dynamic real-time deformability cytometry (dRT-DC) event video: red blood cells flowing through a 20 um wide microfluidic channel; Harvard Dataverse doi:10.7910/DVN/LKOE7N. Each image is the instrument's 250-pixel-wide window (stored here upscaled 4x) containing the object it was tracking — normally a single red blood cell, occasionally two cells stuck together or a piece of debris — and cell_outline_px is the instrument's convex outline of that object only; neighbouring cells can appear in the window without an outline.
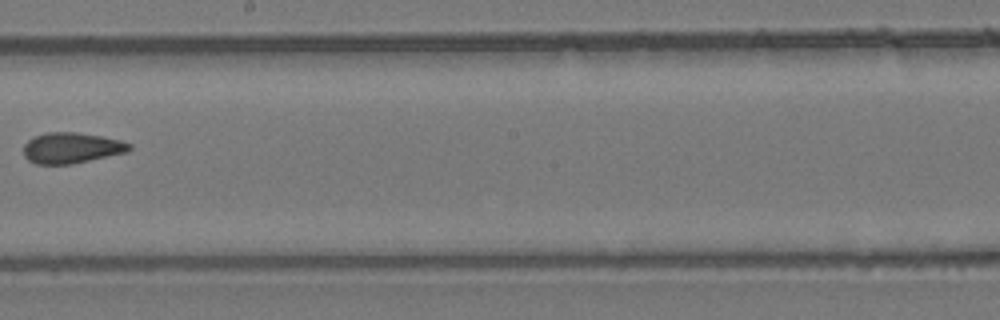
{"species": "common noctule bat (a hibernating species)", "species_latin": "Nyctalus noctula", "temperature_condition": "room temperature", "stored_images_in_passage": 10, "camera_frame_rate_fps": 3000, "um_per_image_px": 0.085, "animal": {"sex": "female", "body_mass_g": 24.6, "forearm_length_mm": 56.2}, "frame": {"image": 1, "passage_image": 8, "time_ms": 2.333, "image_size_px": [1000, 320], "cell_outline_px": [[132, 148], [128, 152], [72, 164], [36, 164], [28, 160], [24, 156], [24, 144], [28, 140], [36, 136], [48, 132], [76, 132], [100, 136], [120, 140], [132, 144]], "centroid_in_image_um": [6.09, 12.58], "position_along_channel_um": 242.1, "area_um2": 18.96}}
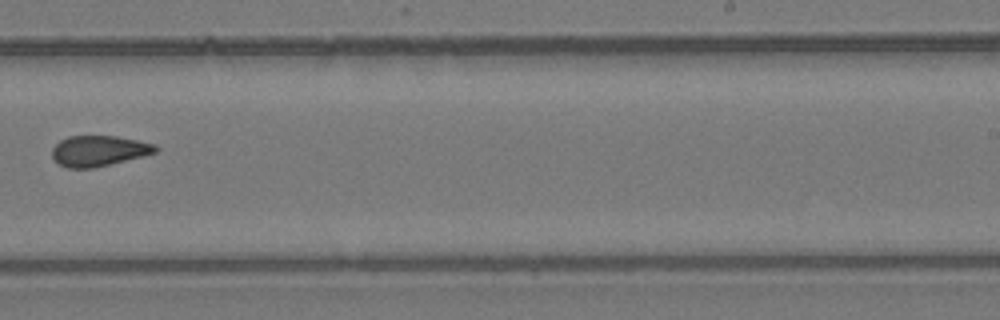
{"frame": {"image": 2, "passage_image": 9, "time_ms": 2.667, "image_size_px": [1000, 320], "cell_outline_px": [[160, 148], [156, 152], [92, 168], [68, 168], [60, 164], [52, 156], [52, 148], [60, 140], [68, 136], [116, 136], [156, 144]], "centroid_in_image_um": [8.38, 12.81], "position_along_channel_um": 280.6, "area_um2": 18.15}}
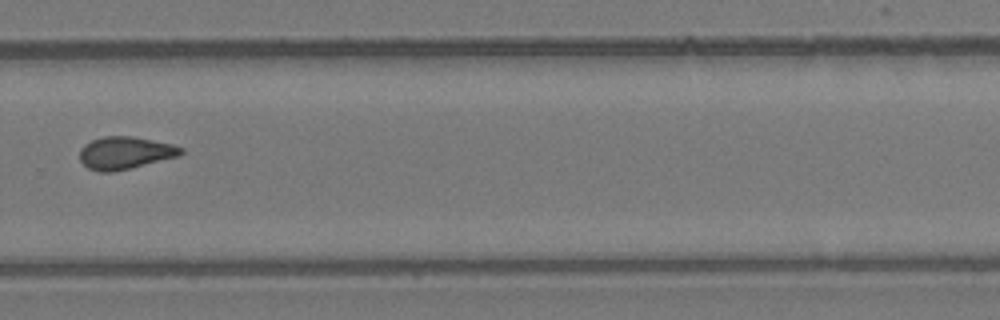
{"frame": {"image": 3, "passage_image": 10, "time_ms": 3.0, "image_size_px": [1000, 320], "cell_outline_px": [[184, 152], [180, 156], [132, 168], [112, 172], [100, 172], [88, 168], [80, 160], [80, 148], [84, 144], [92, 140], [104, 136], [132, 136], [172, 144], [184, 148]], "centroid_in_image_um": [10.65, 13.0], "position_along_channel_um": 319.2, "area_um2": 19.31}}